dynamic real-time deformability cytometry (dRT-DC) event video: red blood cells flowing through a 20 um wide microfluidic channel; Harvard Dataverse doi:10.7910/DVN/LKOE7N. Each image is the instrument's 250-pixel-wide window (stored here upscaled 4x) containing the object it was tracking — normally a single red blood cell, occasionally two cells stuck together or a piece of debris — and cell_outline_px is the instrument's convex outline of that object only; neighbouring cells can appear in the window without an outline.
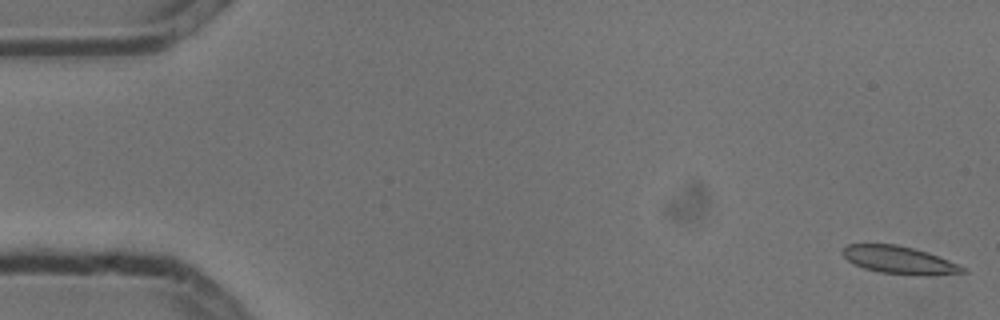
{"species": "common noctule bat (a hibernating species)", "species_latin": "Nyctalus noctula", "temperature_condition": "cold", "stored_images_in_passage": 4, "camera_frame_rate_fps": 3000, "um_per_image_px": 0.085, "animal": {"sex": "male", "body_mass_g": 13.3}, "frame": {"image": 1, "passage_image": 1, "time_ms": 0.0, "image_size_px": [1000, 320], "cell_outline_px": [[968, 272], [928, 276], [920, 276], [880, 272], [864, 268], [848, 260], [840, 252], [848, 244], [896, 244], [928, 252], [968, 268]], "centroid_in_image_um": [76.49, 22.11], "position_along_channel_um": 8.5, "area_um2": 19.42}}